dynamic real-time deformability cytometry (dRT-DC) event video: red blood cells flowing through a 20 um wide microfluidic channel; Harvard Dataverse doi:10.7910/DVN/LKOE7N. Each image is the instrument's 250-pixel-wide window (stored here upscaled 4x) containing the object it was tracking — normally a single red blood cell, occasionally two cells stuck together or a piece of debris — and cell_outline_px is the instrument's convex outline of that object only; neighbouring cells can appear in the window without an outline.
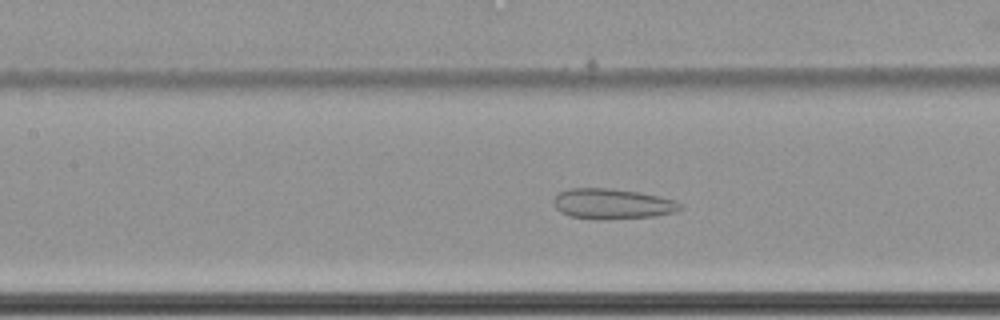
{"species": "common noctule bat (a hibernating species)", "species_latin": "Nyctalus noctula", "temperature_condition": "cold", "stored_images_in_passage": 41, "camera_frame_rate_fps": 3000, "um_per_image_px": 0.085, "animal": {"sex": "female", "body_mass_g": 22.7, "forearm_length_mm": 54.2}, "frame": {"image": 1, "passage_image": 16, "time_ms": 5.0, "image_size_px": [1000, 320], "cell_outline_px": [[684, 208], [676, 212], [656, 216], [608, 220], [568, 216], [560, 212], [552, 204], [552, 200], [560, 192], [568, 188], [608, 188], [640, 192], [676, 200]], "centroid_in_image_um": [52.05, 17.33], "position_along_channel_um": 155.3, "area_um2": 22.72}}
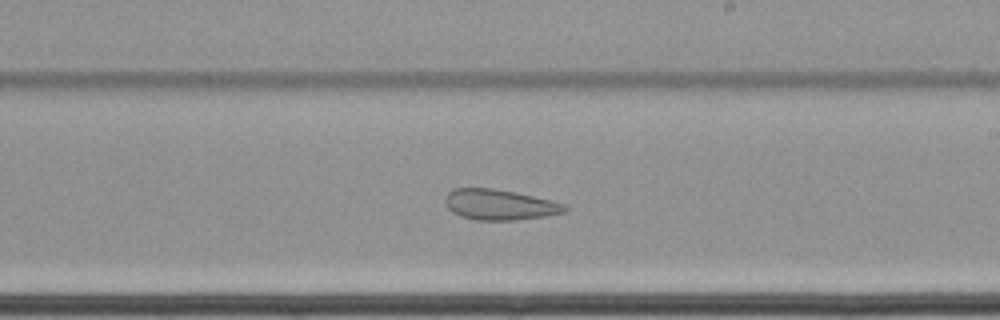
{"frame": {"image": 2, "passage_image": 24, "time_ms": 7.667, "image_size_px": [1000, 320], "cell_outline_px": [[568, 208], [564, 212], [544, 216], [516, 220], [476, 220], [460, 216], [452, 212], [448, 208], [444, 200], [448, 192], [452, 188], [492, 188], [516, 192], [568, 204]], "centroid_in_image_um": [42.46, 17.39], "position_along_channel_um": 246.5, "area_um2": 21.39}}
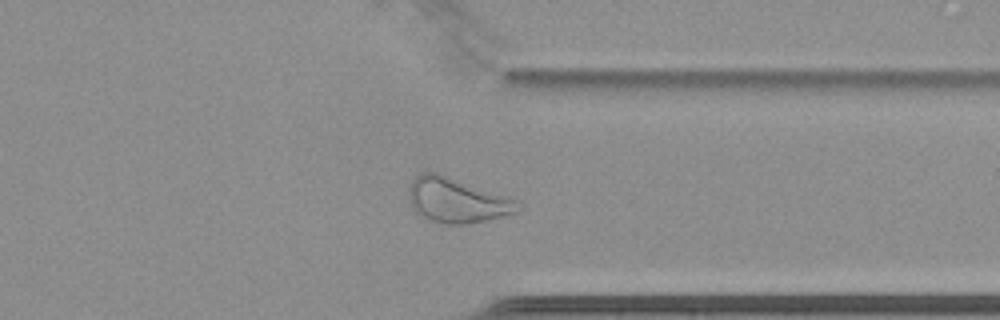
{"frame": {"image": 3, "passage_image": 35, "time_ms": 11.333, "image_size_px": [1000, 320], "cell_outline_px": [[524, 208], [516, 212], [484, 220], [464, 224], [440, 224], [428, 220], [420, 216], [416, 212], [408, 200], [408, 192], [412, 180], [416, 176], [424, 172], [440, 172], [508, 196], [516, 200]], "centroid_in_image_um": [38.81, 17.01], "position_along_channel_um": 372.6, "area_um2": 28.84}}